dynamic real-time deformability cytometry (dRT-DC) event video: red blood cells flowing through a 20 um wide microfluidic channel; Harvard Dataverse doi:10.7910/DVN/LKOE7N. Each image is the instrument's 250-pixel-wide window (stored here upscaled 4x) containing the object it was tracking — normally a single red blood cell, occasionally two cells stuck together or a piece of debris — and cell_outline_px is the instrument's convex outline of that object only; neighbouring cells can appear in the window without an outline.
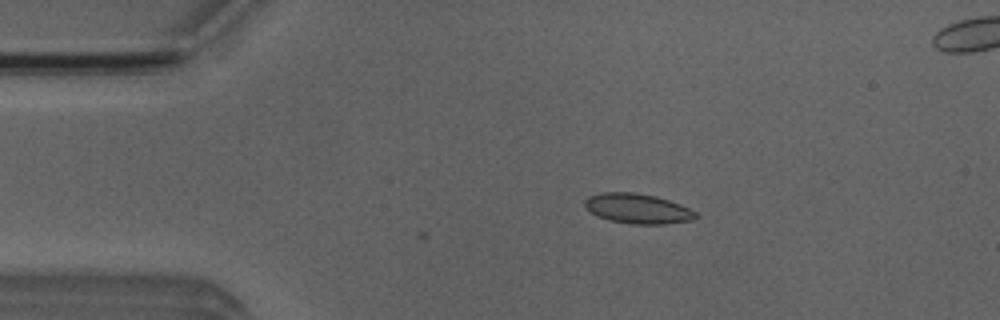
{"species": "Egyptian fruit bat (a non-hibernating species)", "species_latin": "Rousettus aegyptiacus", "temperature_condition": "room temperature", "stored_images_in_passage": 5, "camera_frame_rate_fps": 3000, "um_per_image_px": 0.085, "animal": {"sex": "male"}, "frame": {"image": 1, "passage_image": 5, "time_ms": 1.333, "image_size_px": [1000, 320], "cell_outline_px": [[700, 216], [692, 220], [664, 224], [628, 224], [608, 220], [596, 216], [584, 204], [584, 200], [588, 196], [600, 192], [636, 192], [656, 196], [680, 204], [696, 212]], "centroid_in_image_um": [54.19, 17.73], "position_along_channel_um": 30.8, "area_um2": 19.54}}